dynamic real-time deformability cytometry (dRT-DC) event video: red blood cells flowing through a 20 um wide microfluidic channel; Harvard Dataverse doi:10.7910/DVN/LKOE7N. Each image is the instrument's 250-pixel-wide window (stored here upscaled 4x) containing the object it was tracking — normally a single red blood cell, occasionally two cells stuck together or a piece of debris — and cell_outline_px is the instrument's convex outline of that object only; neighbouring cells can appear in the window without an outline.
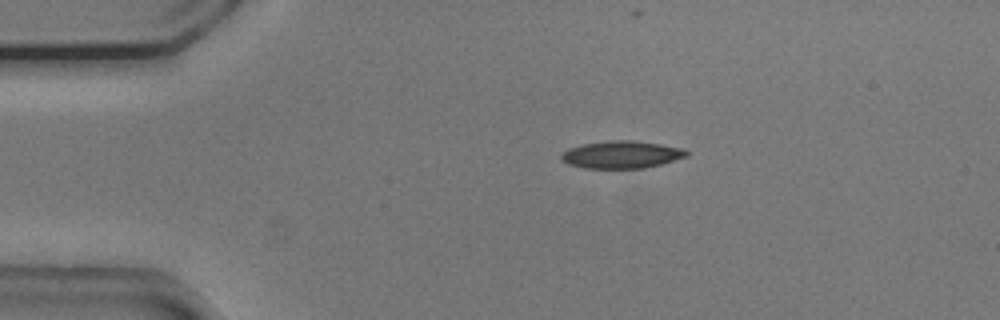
{"species": "common noctule bat (a hibernating species)", "species_latin": "Nyctalus noctula", "temperature_condition": "cold", "stored_images_in_passage": 34, "camera_frame_rate_fps": 3000, "um_per_image_px": 0.085, "animal": {"sex": "male", "body_mass_g": 20.5, "forearm_length_mm": 52.5}, "frame": {"image": 1, "passage_image": 1, "time_ms": 0.0, "image_size_px": [1000, 320], "cell_outline_px": [[688, 156], [660, 164], [644, 168], [584, 168], [568, 164], [560, 160], [560, 156], [568, 148], [584, 144], [612, 140], [632, 140], [660, 144], [684, 148], [688, 152]], "centroid_in_image_um": [52.82, 13.14], "position_along_channel_um": 32.2, "area_um2": 19.94}, "authors_computed_cell_mechanics": {"area_um2": 20.3167, "velocity_mm_per_s": 3.7548, "shape_relaxation_time_tau1_ms": 4.3363, "shape_relaxation_time_tau2_ms": null, "deformation_change_tau1": 0.1211, "deformation_change_tau2": null}}